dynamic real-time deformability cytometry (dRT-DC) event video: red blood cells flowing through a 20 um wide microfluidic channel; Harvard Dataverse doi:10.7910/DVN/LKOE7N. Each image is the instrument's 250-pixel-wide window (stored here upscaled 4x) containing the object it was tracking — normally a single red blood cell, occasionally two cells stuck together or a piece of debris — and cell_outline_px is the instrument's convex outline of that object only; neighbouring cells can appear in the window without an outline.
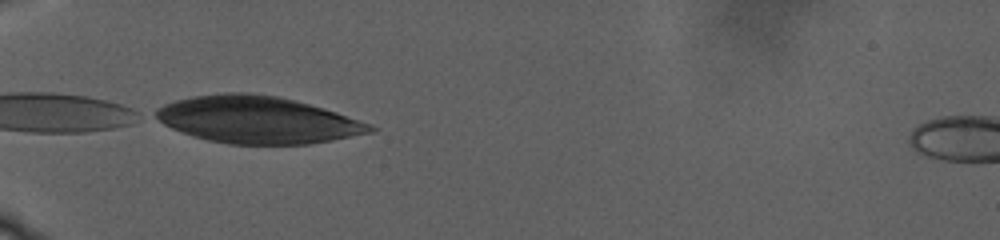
{"species": "human", "species_latin": "Homo sapiens", "temperature_condition": "warm", "stored_images_in_passage": 8, "camera_frame_rate_fps": 3000, "um_per_image_px": 0.085, "donor": {"sex": "male"}, "frame": {"image": 1, "passage_image": 1, "time_ms": 0.0, "image_size_px": [1000, 240], "cell_outline_px": [[380, 128], [372, 132], [332, 140], [308, 144], [228, 144], [208, 140], [192, 136], [172, 128], [164, 124], [148, 112], [164, 104], [176, 100], [192, 96], [224, 92], [248, 92], [276, 96], [308, 104], [336, 112]], "centroid_in_image_um": [21.82, 10.18], "position_along_channel_um": 63.2, "area_um2": 58.67}}